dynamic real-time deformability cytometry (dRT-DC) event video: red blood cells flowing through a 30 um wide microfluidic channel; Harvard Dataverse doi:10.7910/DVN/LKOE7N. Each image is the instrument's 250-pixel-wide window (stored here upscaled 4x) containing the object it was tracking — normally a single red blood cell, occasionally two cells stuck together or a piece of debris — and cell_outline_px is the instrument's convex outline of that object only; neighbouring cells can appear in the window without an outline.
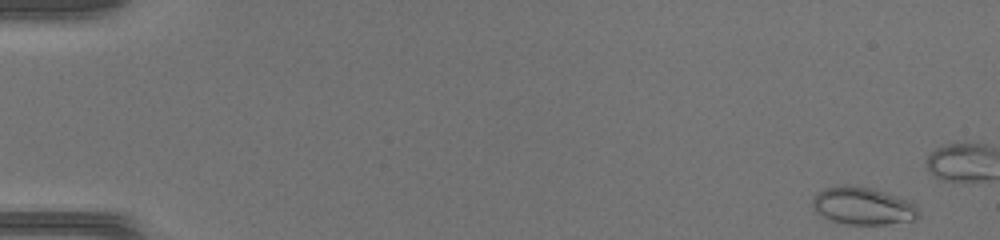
{"species": "common noctule bat (a hibernating species)", "species_latin": "Nyctalus noctula", "temperature_condition": "warm", "stored_images_in_passage": 16, "camera_frame_rate_fps": 3000, "um_per_image_px": 0.085, "animal": {"sex": "female", "body_mass_g": 17.0, "forearm_length_mm": 48.0}, "frame": {"image": 1, "passage_image": 1, "time_ms": 0.0, "image_size_px": [1000, 240], "cell_outline_px": [[920, 216], [916, 220], [884, 224], [848, 224], [832, 220], [816, 212], [812, 208], [812, 196], [816, 192], [824, 188], [844, 184], [852, 184], [872, 188], [912, 200], [916, 204], [920, 212]], "centroid_in_image_um": [73.37, 17.48], "position_along_channel_um": 11.6, "area_um2": 23.7}}